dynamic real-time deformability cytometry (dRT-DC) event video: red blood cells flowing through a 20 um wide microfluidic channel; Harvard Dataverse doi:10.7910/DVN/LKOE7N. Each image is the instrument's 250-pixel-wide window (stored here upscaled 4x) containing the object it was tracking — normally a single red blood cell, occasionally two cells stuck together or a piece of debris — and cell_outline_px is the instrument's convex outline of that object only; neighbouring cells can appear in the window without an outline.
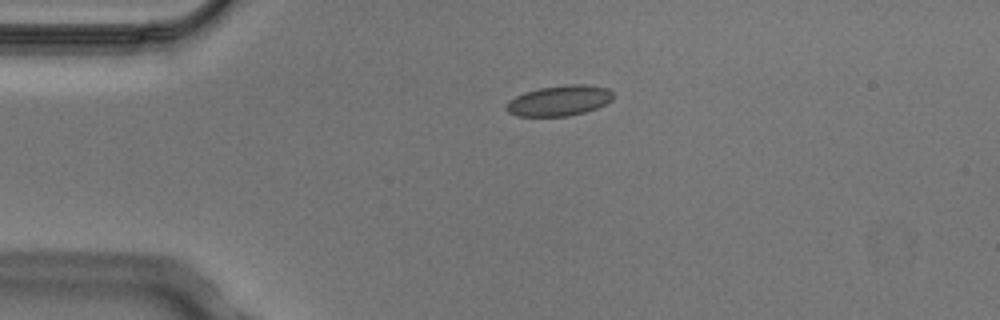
{"species": "Egyptian fruit bat (a non-hibernating species)", "species_latin": "Rousettus aegyptiacus", "temperature_condition": "cold", "stored_images_in_passage": 1, "camera_frame_rate_fps": 3000, "um_per_image_px": 0.085, "animal": {"sex": "male"}, "frame": {"image": 1, "passage_image": 1, "time_ms": 0.0, "image_size_px": [1000, 320], "cell_outline_px": [[612, 100], [596, 108], [584, 112], [568, 116], [516, 116], [508, 112], [504, 108], [508, 100], [524, 92], [540, 88], [568, 84], [588, 84], [608, 88], [612, 92]], "centroid_in_image_um": [47.51, 8.55], "position_along_channel_um": 37.5, "area_um2": 19.02}}